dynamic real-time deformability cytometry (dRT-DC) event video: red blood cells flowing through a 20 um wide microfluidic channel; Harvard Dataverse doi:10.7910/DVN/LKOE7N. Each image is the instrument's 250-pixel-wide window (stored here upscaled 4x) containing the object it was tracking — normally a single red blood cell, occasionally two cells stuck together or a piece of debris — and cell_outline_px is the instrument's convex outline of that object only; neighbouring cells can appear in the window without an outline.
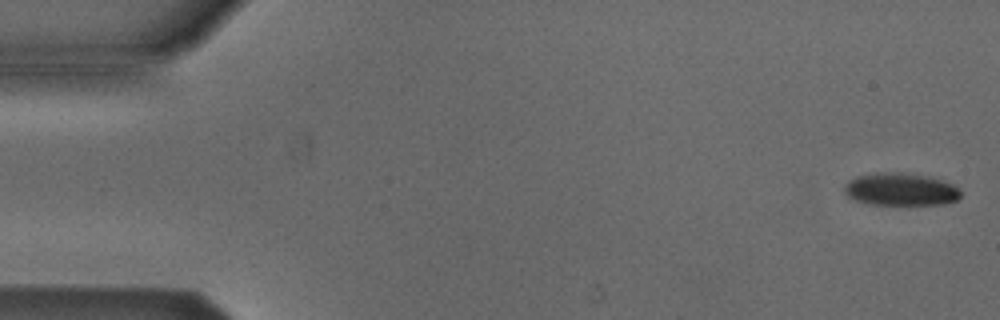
{"species": "Egyptian fruit bat (a non-hibernating species)", "species_latin": "Rousettus aegyptiacus", "temperature_condition": "cold", "stored_images_in_passage": 4, "camera_frame_rate_fps": 3000, "um_per_image_px": 0.085, "animal": {"sex": "male"}, "frame": {"image": 1, "passage_image": 1, "time_ms": 0.0, "image_size_px": [1000, 320], "cell_outline_px": [[960, 196], [956, 200], [944, 204], [868, 204], [856, 200], [848, 196], [844, 192], [844, 184], [848, 180], [856, 176], [876, 172], [896, 172], [932, 176], [952, 184], [960, 188]], "centroid_in_image_um": [76.54, 16.08], "position_along_channel_um": 8.5, "area_um2": 22.25}}